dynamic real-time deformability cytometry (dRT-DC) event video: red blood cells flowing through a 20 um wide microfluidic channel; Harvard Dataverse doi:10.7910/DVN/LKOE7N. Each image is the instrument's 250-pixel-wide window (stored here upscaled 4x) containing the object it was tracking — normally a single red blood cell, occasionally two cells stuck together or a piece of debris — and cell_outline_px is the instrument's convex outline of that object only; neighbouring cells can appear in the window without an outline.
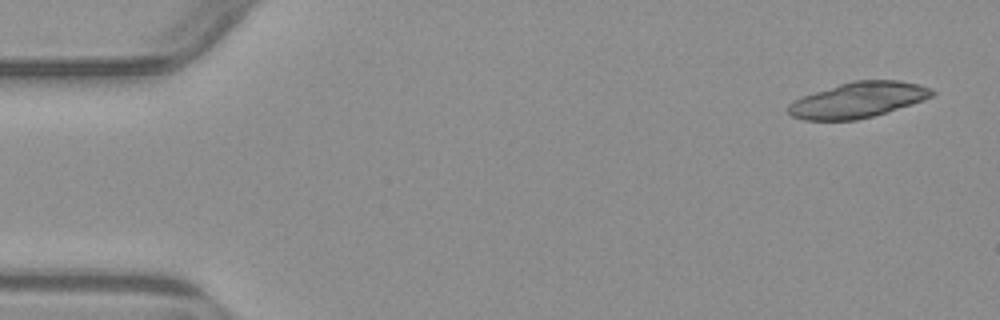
{"species": "common noctule bat (a hibernating species)", "species_latin": "Nyctalus noctula", "temperature_condition": "warm", "stored_images_in_passage": 5, "segment_of_instrument_passage": [1, 2], "camera_frame_rate_fps": 3000, "um_per_image_px": 0.085, "animal": {"sex": "male", "body_mass_g": 23.1, "forearm_length_mm": 52.7}, "frame": {"image": 1, "passage_image": 1, "time_ms": 0.0, "image_size_px": [1000, 320], "cell_outline_px": [[936, 92], [932, 96], [924, 100], [912, 104], [872, 116], [856, 120], [804, 120], [792, 116], [788, 112], [788, 104], [792, 100], [852, 80], [900, 80], [920, 84], [932, 88]], "centroid_in_image_um": [72.96, 8.49], "position_along_channel_um": 12.0, "area_um2": 29.65}}